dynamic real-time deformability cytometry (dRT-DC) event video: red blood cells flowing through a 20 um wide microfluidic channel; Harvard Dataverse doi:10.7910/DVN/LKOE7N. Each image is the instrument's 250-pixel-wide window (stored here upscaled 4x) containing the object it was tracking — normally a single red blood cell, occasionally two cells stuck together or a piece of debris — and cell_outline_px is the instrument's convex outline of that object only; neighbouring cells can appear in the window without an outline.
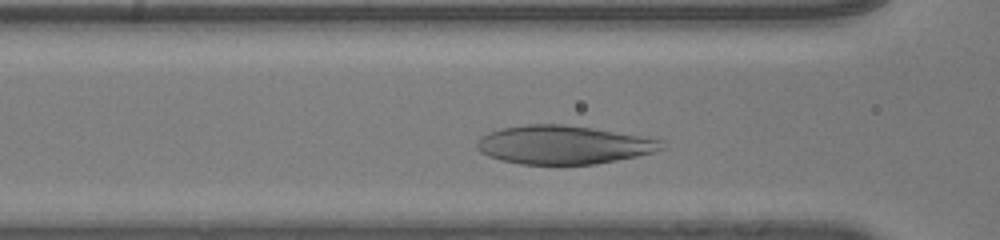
{"species": "human", "species_latin": "Homo sapiens", "temperature_condition": "room temperature", "stored_images_in_passage": 29, "camera_frame_rate_fps": 3000, "um_per_image_px": 0.085, "donor": {"sex": "male"}, "frame": {"image": 1, "passage_image": 7, "time_ms": 2.0, "image_size_px": [1000, 240], "cell_outline_px": [[664, 148], [652, 152], [636, 156], [596, 164], [520, 164], [500, 160], [488, 156], [480, 152], [476, 148], [476, 144], [480, 136], [488, 132], [500, 128], [528, 124], [564, 124], [592, 128], [660, 140]], "centroid_in_image_um": [47.79, 12.31], "position_along_channel_um": 118.8, "area_um2": 41.15}}
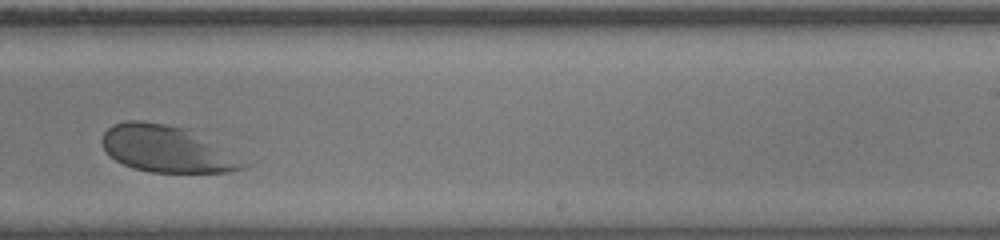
{"frame": {"image": 2, "passage_image": 19, "time_ms": 6.0, "image_size_px": [1000, 240], "cell_outline_px": [[252, 164], [244, 168], [232, 172], [148, 172], [132, 168], [116, 160], [104, 148], [100, 140], [104, 132], [112, 124], [124, 120], [140, 120], [168, 124], [192, 128]], "centroid_in_image_um": [14.24, 12.64], "position_along_channel_um": 274.8, "area_um2": 39.25}}
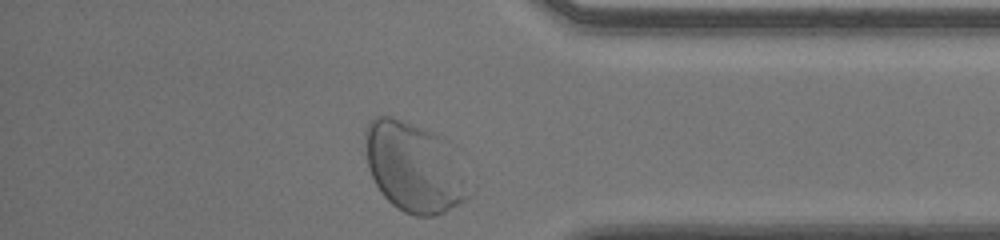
{"frame": {"image": 3, "passage_image": 29, "time_ms": 9.333, "image_size_px": [1000, 240], "cell_outline_px": [[472, 192], [464, 200], [444, 212], [432, 216], [416, 216], [404, 212], [392, 204], [380, 192], [368, 168], [364, 144], [364, 132], [368, 124], [376, 116], [392, 116], [432, 132], [448, 140]], "centroid_in_image_um": [35.17, 14.21], "position_along_channel_um": 400.0, "area_um2": 54.1}}